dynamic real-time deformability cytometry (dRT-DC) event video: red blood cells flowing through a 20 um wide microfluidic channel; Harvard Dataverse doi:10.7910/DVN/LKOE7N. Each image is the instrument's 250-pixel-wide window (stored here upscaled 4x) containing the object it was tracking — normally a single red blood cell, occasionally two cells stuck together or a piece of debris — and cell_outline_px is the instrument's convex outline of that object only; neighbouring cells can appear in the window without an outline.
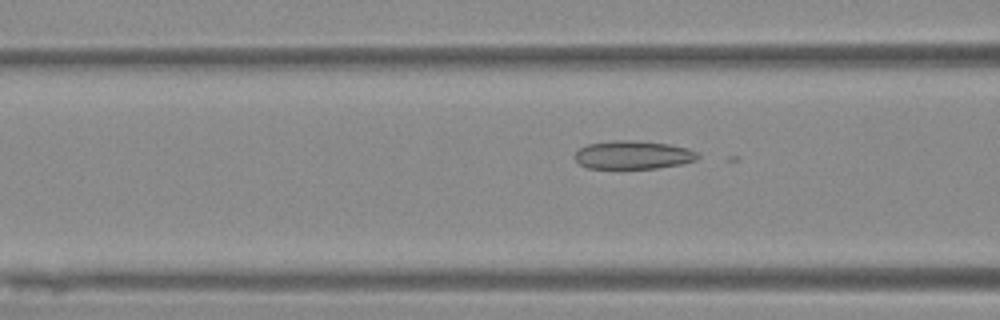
{"species": "Egyptian fruit bat (a non-hibernating species)", "species_latin": "Rousettus aegyptiacus", "temperature_condition": "warm", "stored_images_in_passage": 46, "camera_frame_rate_fps": 3000, "um_per_image_px": 0.085, "animal": {"sex": "female"}, "frame": {"image": 1, "passage_image": 19, "time_ms": 6.0, "image_size_px": [1000, 320], "cell_outline_px": [[700, 156], [696, 160], [680, 164], [656, 168], [588, 168], [580, 164], [576, 160], [576, 152], [580, 148], [588, 144], [612, 140], [628, 140], [668, 144], [688, 148], [700, 152]], "centroid_in_image_um": [53.85, 13.16], "position_along_channel_um": 112.8, "area_um2": 20.17}}
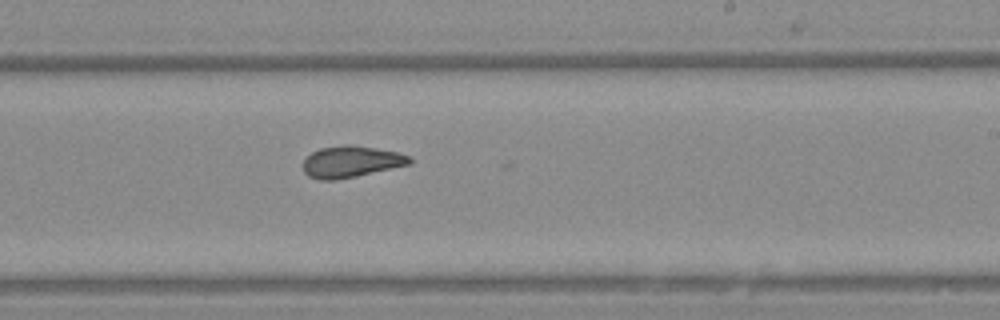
{"frame": {"image": 2, "passage_image": 31, "time_ms": 10.0, "image_size_px": [1000, 320], "cell_outline_px": [[412, 164], [356, 176], [336, 180], [320, 180], [308, 176], [304, 172], [304, 160], [312, 152], [320, 148], [348, 144], [352, 144], [376, 148], [396, 152], [408, 156], [412, 160]], "centroid_in_image_um": [29.84, 13.74], "position_along_channel_um": 259.2, "area_um2": 19.48}}
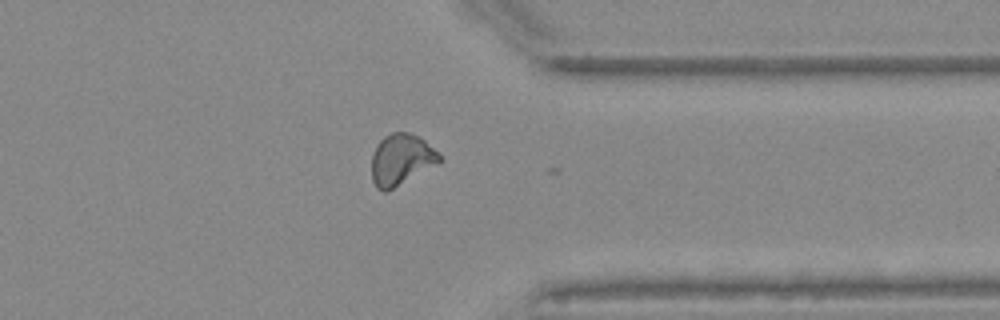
{"frame": {"image": 3, "passage_image": 41, "time_ms": 13.333, "image_size_px": [1000, 320], "cell_outline_px": [[440, 160], [392, 188], [384, 192], [376, 188], [372, 180], [372, 152], [376, 144], [384, 136], [392, 132], [408, 132], [424, 140], [440, 156]], "centroid_in_image_um": [34.0, 13.53], "position_along_channel_um": 377.4, "area_um2": 19.42}, "authors_computed_cell_mechanics": {"area_um2": 19.9121, "velocity_mm_per_s": 3.6662, "shape_relaxation_time_tau1_ms": null, "shape_relaxation_time_tau2_ms": 3.2255, "deformation_change_tau1": null, "deformation_change_tau2": 0.08}}